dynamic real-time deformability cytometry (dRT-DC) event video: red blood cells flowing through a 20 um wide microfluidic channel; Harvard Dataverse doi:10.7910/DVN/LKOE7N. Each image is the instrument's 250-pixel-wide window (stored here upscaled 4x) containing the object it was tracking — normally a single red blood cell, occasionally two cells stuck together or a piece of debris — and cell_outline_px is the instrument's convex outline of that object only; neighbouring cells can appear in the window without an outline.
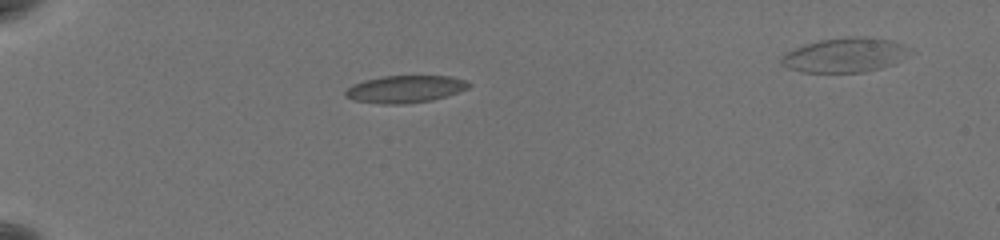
{"species": "common noctule bat (a hibernating species)", "species_latin": "Nyctalus noctula", "temperature_condition": "warm", "stored_images_in_passage": 42, "camera_frame_rate_fps": 3000, "um_per_image_px": 0.085, "animal": {"sex": "female", "body_mass_g": 19.5, "forearm_length_mm": 54.1}, "frame": {"image": 1, "passage_image": 1, "time_ms": 0.0, "image_size_px": [1000, 240], "cell_outline_px": [[472, 84], [468, 88], [432, 100], [400, 104], [384, 104], [352, 100], [344, 96], [344, 92], [352, 84], [364, 80], [384, 76], [448, 76], [464, 80]], "centroid_in_image_um": [34.38, 7.57], "position_along_channel_um": 50.6, "area_um2": 19.42}}
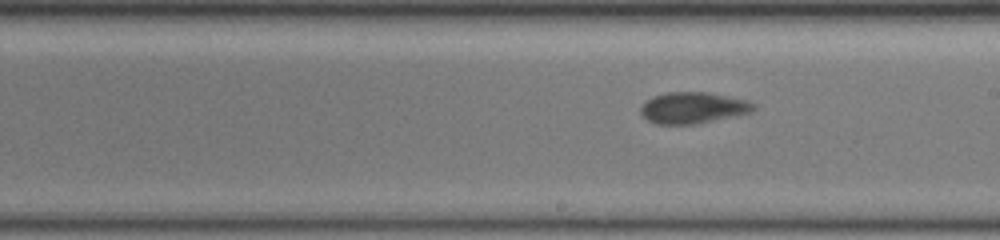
{"frame": {"image": 2, "passage_image": 19, "time_ms": 6.0, "image_size_px": [1000, 240], "cell_outline_px": [[756, 108], [748, 112], [692, 124], [656, 124], [648, 120], [640, 112], [640, 108], [652, 96], [668, 92], [708, 92], [748, 100], [756, 104]], "centroid_in_image_um": [58.88, 9.14], "position_along_channel_um": 230.1, "area_um2": 20.17}}
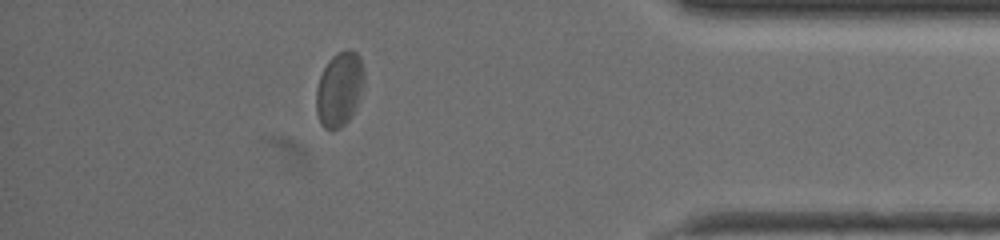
{"frame": {"image": 3, "passage_image": 36, "time_ms": 11.667, "image_size_px": [1000, 240], "cell_outline_px": [[364, 80], [356, 108], [348, 120], [340, 128], [324, 128], [316, 112], [316, 88], [320, 76], [328, 60], [336, 52], [348, 48], [352, 48], [360, 56], [364, 72]], "centroid_in_image_um": [28.85, 7.51], "position_along_channel_um": 406.3, "area_um2": 20.81}, "authors_computed_cell_mechanics": {"area_um2": 20.2011, "velocity_mm_per_s": 3.5968, "shape_relaxation_time_tau1_ms": null, "shape_relaxation_time_tau2_ms": 0.9454, "deformation_change_tau1": null, "deformation_change_tau2": 0.0589}}